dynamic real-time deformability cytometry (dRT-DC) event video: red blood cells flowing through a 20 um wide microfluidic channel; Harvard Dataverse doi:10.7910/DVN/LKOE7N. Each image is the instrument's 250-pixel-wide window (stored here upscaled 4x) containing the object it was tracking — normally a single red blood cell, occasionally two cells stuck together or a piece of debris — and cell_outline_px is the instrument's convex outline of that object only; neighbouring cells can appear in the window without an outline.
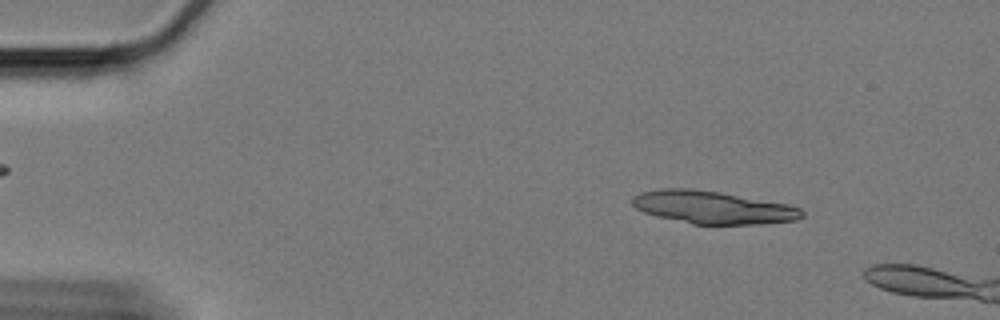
{"species": "Egyptian fruit bat (a non-hibernating species)", "species_latin": "Rousettus aegyptiacus", "temperature_condition": "cold", "stored_images_in_passage": 14, "camera_frame_rate_fps": 3000, "um_per_image_px": 0.085, "animal": {"sex": "female"}, "frame": {"image": 1, "passage_image": 7, "time_ms": 2.0, "image_size_px": [1000, 320], "cell_outline_px": [[804, 216], [796, 220], [760, 224], [692, 224], [656, 216], [644, 212], [636, 208], [632, 204], [632, 200], [640, 192], [660, 188], [688, 188], [720, 192], [788, 204], [800, 208], [804, 212]], "centroid_in_image_um": [60.6, 17.62], "position_along_channel_um": 24.4, "area_um2": 32.31}}